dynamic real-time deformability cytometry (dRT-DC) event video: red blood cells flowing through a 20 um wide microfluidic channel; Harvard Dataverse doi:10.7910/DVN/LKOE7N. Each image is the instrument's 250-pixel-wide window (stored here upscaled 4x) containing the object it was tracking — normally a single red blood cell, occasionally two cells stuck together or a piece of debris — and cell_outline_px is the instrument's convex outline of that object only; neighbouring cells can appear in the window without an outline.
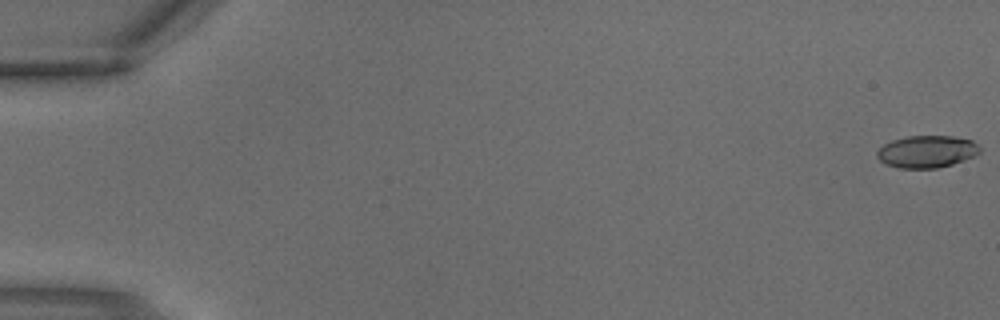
{"species": "common noctule bat (a hibernating species)", "species_latin": "Nyctalus noctula", "temperature_condition": "warm", "stored_images_in_passage": 3, "camera_frame_rate_fps": 3000, "um_per_image_px": 0.085, "animal": {"sex": "male", "body_mass_g": 18.8}, "frame": {"image": 1, "passage_image": 1, "time_ms": 0.0, "image_size_px": [1000, 320], "cell_outline_px": [[980, 152], [964, 160], [952, 164], [936, 168], [900, 168], [888, 164], [880, 160], [876, 156], [876, 152], [884, 144], [892, 140], [908, 136], [952, 136], [972, 140], [980, 148]], "centroid_in_image_um": [78.77, 12.88], "position_along_channel_um": 6.2, "area_um2": 19.07}}
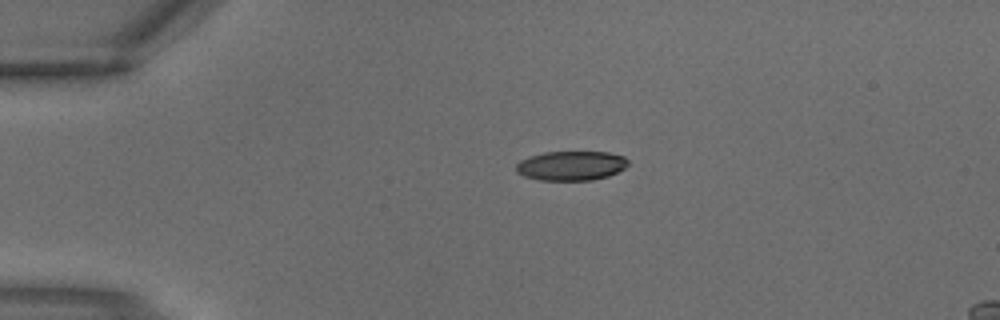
{"frame": {"image": 2, "passage_image": 3, "time_ms": 0.667, "image_size_px": [1000, 320], "cell_outline_px": [[628, 164], [624, 168], [608, 176], [592, 180], [540, 180], [524, 176], [516, 172], [516, 164], [520, 160], [528, 156], [544, 152], [608, 152], [624, 156], [628, 160]], "centroid_in_image_um": [48.52, 14.08], "position_along_channel_um": 36.5, "area_um2": 19.25}}